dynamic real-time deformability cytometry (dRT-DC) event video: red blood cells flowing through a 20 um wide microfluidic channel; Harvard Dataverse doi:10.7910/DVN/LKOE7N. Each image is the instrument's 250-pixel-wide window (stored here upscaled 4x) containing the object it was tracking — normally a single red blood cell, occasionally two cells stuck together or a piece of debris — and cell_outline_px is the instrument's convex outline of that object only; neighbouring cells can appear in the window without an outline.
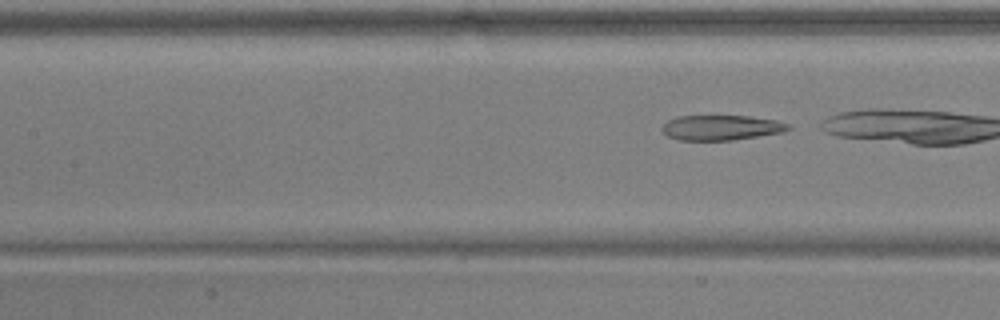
{"species": "common noctule bat (a hibernating species)", "species_latin": "Nyctalus noctula", "temperature_condition": "warm", "stored_images_in_passage": 8, "camera_frame_rate_fps": 3000, "um_per_image_px": 0.085, "animal": {"sex": "male", "body_mass_g": 17.9, "forearm_length_mm": 54.2}, "frame": {"image": 1, "passage_image": 8, "time_ms": 2.333, "image_size_px": [1000, 320], "cell_outline_px": [[792, 128], [784, 132], [732, 140], [680, 140], [668, 136], [660, 128], [668, 120], [676, 116], [748, 116], [776, 120], [788, 124]], "centroid_in_image_um": [61.3, 10.84], "position_along_channel_um": 146.1, "area_um2": 18.38}}